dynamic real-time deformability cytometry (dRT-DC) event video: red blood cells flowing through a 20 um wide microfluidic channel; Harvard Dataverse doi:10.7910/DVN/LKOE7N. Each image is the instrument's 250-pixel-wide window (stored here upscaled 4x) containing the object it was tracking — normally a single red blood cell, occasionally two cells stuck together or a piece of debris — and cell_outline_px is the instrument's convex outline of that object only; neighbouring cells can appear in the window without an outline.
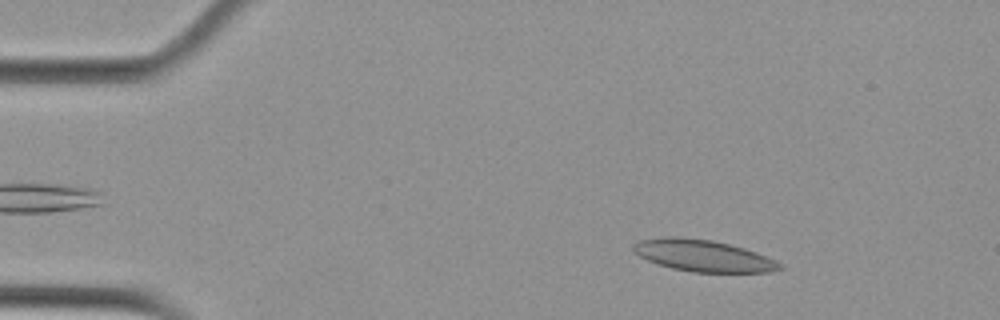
{"species": "Egyptian fruit bat (a non-hibernating species)", "species_latin": "Rousettus aegyptiacus", "temperature_condition": "cold", "stored_images_in_passage": 51, "camera_frame_rate_fps": 3000, "um_per_image_px": 0.085, "animal": {"sex": "female"}, "frame": {"image": 1, "passage_image": 4, "time_ms": 1.0, "image_size_px": [1000, 320], "cell_outline_px": [[784, 268], [768, 272], [692, 272], [672, 268], [648, 260], [640, 256], [632, 248], [632, 244], [636, 240], [668, 236], [672, 236], [712, 240], [744, 248], [756, 252], [776, 260], [784, 264]], "centroid_in_image_um": [59.78, 21.73], "position_along_channel_um": 25.2, "area_um2": 26.99}}
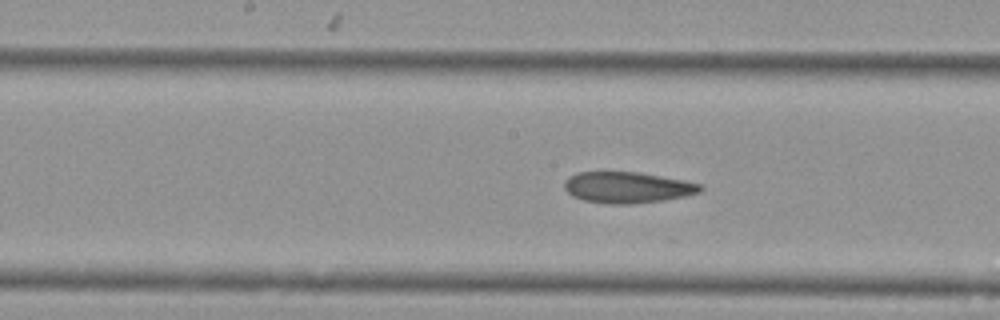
{"frame": {"image": 2, "passage_image": 24, "time_ms": 7.667, "image_size_px": [1000, 320], "cell_outline_px": [[704, 188], [700, 192], [684, 196], [660, 200], [632, 204], [608, 204], [584, 200], [572, 196], [564, 188], [564, 180], [568, 176], [576, 172], [640, 172], [684, 180], [700, 184]], "centroid_in_image_um": [53.29, 15.92], "position_along_channel_um": 194.9, "area_um2": 24.68}}
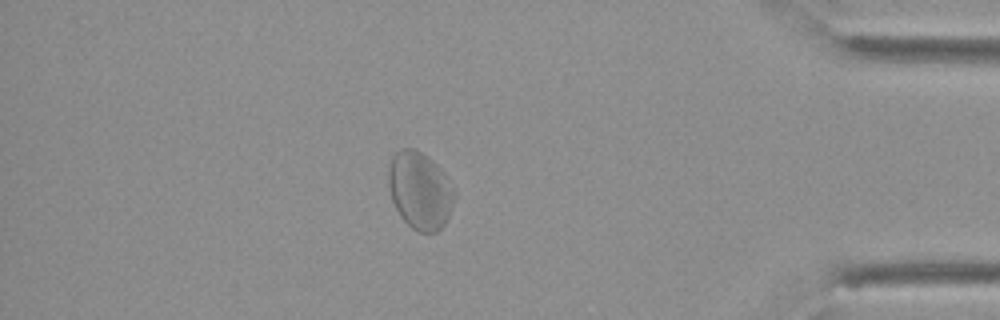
{"frame": {"image": 3, "passage_image": 44, "time_ms": 14.333, "image_size_px": [1000, 320], "cell_outline_px": [[456, 196], [448, 216], [444, 224], [436, 232], [416, 232], [400, 216], [392, 200], [388, 184], [388, 168], [392, 156], [400, 148], [412, 148], [420, 152], [432, 160], [440, 168]], "centroid_in_image_um": [35.66, 16.19], "position_along_channel_um": 399.5, "area_um2": 29.42}, "authors_computed_cell_mechanics": {"area_um2": 26.6458, "velocity_mm_per_s": 3.6326, "shape_relaxation_time_tau1_ms": null, "shape_relaxation_time_tau2_ms": 2.144, "deformation_change_tau1": null, "deformation_change_tau2": 0.0818}}